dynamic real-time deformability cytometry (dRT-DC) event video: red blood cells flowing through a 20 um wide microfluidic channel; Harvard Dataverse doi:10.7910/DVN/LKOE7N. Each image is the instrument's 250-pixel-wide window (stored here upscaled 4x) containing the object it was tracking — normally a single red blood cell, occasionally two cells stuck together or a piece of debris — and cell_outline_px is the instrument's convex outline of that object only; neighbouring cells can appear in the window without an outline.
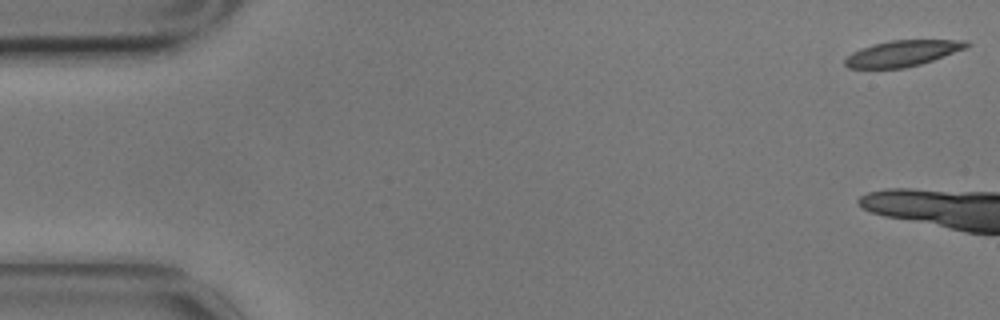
{"species": "common noctule bat (a hibernating species)", "species_latin": "Nyctalus noctula", "temperature_condition": "cold", "stored_images_in_passage": 5, "camera_frame_rate_fps": 3000, "um_per_image_px": 0.085, "animal": {"sex": "male", "body_mass_g": 17.9}, "frame": {"image": 1, "passage_image": 1, "time_ms": 0.0, "image_size_px": [1000, 320], "cell_outline_px": [[972, 44], [968, 48], [920, 64], [904, 68], [848, 68], [844, 64], [844, 60], [852, 52], [860, 48], [872, 44], [892, 40], [968, 40]], "centroid_in_image_um": [76.74, 4.52], "position_along_channel_um": 8.3, "area_um2": 18.44}}